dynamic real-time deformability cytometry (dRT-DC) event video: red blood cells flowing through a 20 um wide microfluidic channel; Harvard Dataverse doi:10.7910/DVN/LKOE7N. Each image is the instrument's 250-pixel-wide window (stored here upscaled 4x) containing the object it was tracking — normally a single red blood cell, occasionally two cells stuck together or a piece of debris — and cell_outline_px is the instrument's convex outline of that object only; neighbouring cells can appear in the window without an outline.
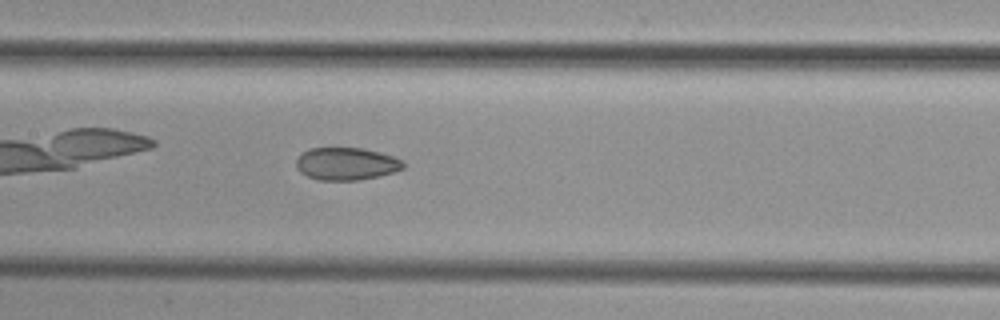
{"species": "common noctule bat (a hibernating species)", "species_latin": "Nyctalus noctula", "temperature_condition": "cold", "stored_images_in_passage": 36, "camera_frame_rate_fps": 3000, "um_per_image_px": 0.085, "animal": {"sex": "female", "body_mass_g": 29.2, "forearm_length_mm": 56.3}, "frame": {"image": 1, "passage_image": 11, "time_ms": 3.333, "image_size_px": [1000, 320], "cell_outline_px": [[404, 168], [396, 172], [380, 176], [356, 180], [316, 180], [300, 172], [296, 168], [296, 160], [308, 148], [364, 148], [380, 152], [404, 160]], "centroid_in_image_um": [29.46, 13.92], "position_along_channel_um": 177.9, "area_um2": 20.46}}
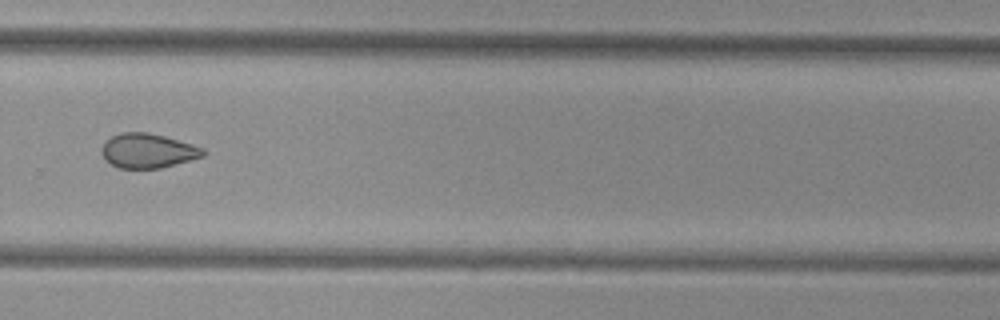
{"frame": {"image": 2, "passage_image": 21, "time_ms": 6.667, "image_size_px": [1000, 320], "cell_outline_px": [[208, 152], [204, 156], [160, 168], [120, 168], [108, 164], [104, 160], [100, 148], [112, 136], [120, 132], [148, 132], [164, 136], [192, 144], [204, 148]], "centroid_in_image_um": [12.55, 12.82], "position_along_channel_um": 317.2, "area_um2": 20.46}}